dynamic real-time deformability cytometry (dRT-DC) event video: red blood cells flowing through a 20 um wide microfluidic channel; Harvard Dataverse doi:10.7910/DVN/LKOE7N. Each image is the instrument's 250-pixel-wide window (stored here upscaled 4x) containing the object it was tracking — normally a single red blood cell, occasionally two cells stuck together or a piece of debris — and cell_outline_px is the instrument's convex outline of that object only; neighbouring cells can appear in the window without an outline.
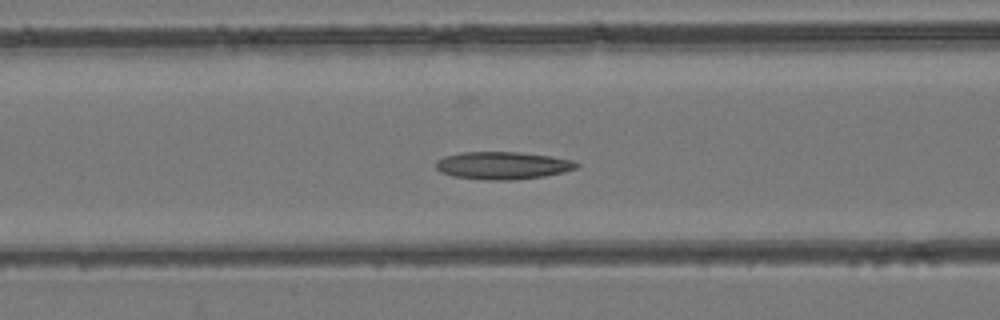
{"species": "common noctule bat (a hibernating species)", "species_latin": "Nyctalus noctula", "temperature_condition": "room temperature", "stored_images_in_passage": 38, "camera_frame_rate_fps": 3000, "um_per_image_px": 0.085, "animal": {"sex": "female", "body_mass_g": 24.6, "forearm_length_mm": 56.2}, "frame": {"image": 1, "passage_image": 21, "time_ms": 6.667, "image_size_px": [1000, 320], "cell_outline_px": [[580, 164], [576, 168], [564, 172], [544, 176], [516, 180], [484, 180], [452, 176], [440, 172], [436, 168], [436, 160], [444, 156], [460, 152], [520, 152], [552, 156], [572, 160]], "centroid_in_image_um": [42.71, 14.07], "position_along_channel_um": 123.9, "area_um2": 22.83}}
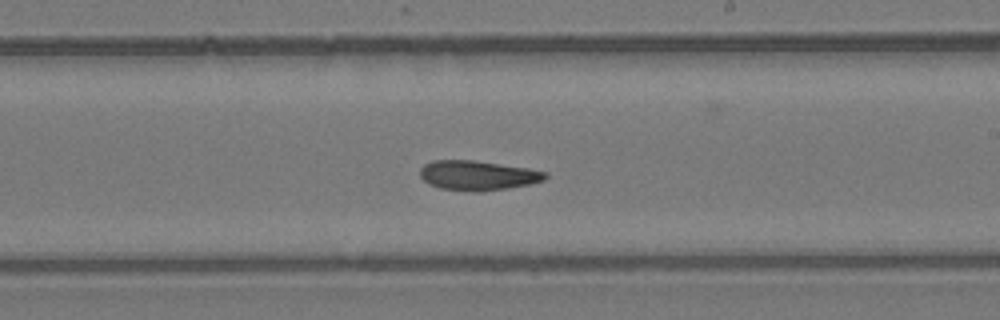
{"frame": {"image": 2, "passage_image": 30, "time_ms": 9.667, "image_size_px": [1000, 320], "cell_outline_px": [[548, 176], [544, 180], [528, 184], [508, 188], [480, 192], [472, 192], [440, 188], [428, 184], [420, 176], [420, 168], [424, 164], [432, 160], [472, 160], [528, 168], [548, 172]], "centroid_in_image_um": [40.59, 14.91], "position_along_channel_um": 248.4, "area_um2": 21.73}}
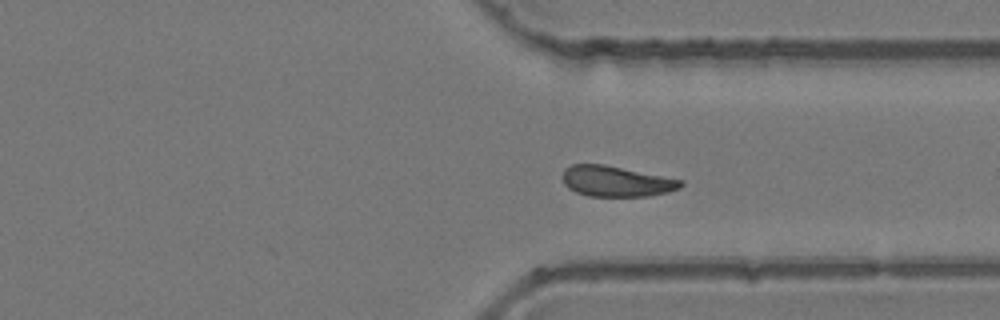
{"frame": {"image": 3, "passage_image": 38, "time_ms": 12.333, "image_size_px": [1000, 320], "cell_outline_px": [[684, 184], [680, 188], [668, 192], [648, 196], [588, 196], [576, 192], [568, 188], [564, 184], [564, 168], [572, 164], [604, 164], [684, 180]], "centroid_in_image_um": [52.4, 15.41], "position_along_channel_um": 359.0, "area_um2": 21.1}}